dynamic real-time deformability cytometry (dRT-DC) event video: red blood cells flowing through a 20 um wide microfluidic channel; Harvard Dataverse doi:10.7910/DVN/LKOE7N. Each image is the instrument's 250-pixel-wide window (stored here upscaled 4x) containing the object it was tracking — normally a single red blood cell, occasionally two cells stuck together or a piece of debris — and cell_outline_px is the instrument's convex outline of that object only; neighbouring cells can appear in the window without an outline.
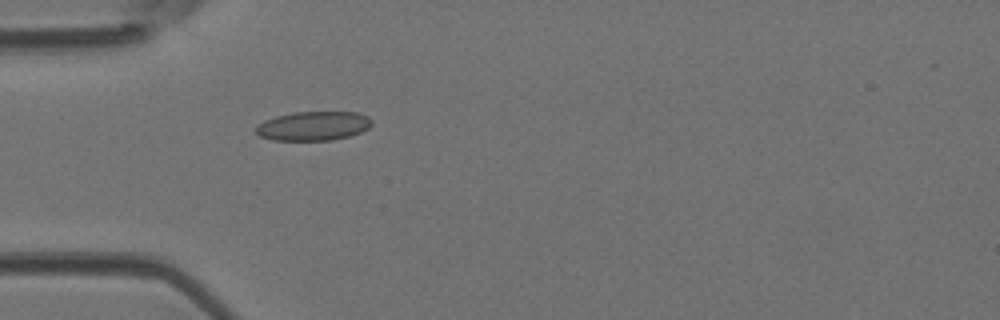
{"species": "Egyptian fruit bat (a non-hibernating species)", "species_latin": "Rousettus aegyptiacus", "temperature_condition": "room temperature", "stored_images_in_passage": 1, "camera_frame_rate_fps": 3000, "um_per_image_px": 0.085, "animal": {"sex": "female"}, "frame": {"image": 1, "passage_image": 1, "time_ms": 0.0, "image_size_px": [1000, 320], "cell_outline_px": [[372, 124], [368, 128], [360, 132], [348, 136], [332, 140], [272, 140], [260, 136], [256, 132], [256, 128], [264, 120], [276, 116], [292, 112], [356, 112], [368, 116], [372, 120]], "centroid_in_image_um": [26.64, 10.7], "position_along_channel_um": 58.4, "area_um2": 19.59}}